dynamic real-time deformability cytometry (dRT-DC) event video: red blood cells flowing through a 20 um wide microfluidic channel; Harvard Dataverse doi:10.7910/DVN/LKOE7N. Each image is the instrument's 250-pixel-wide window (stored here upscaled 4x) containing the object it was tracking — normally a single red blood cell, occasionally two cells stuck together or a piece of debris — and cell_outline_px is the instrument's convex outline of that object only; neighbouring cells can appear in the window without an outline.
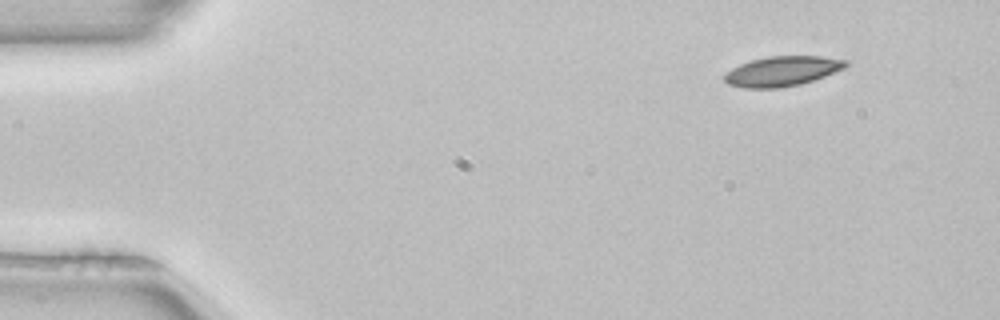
{"species": "common noctule bat (a hibernating species)", "species_latin": "Nyctalus noctula", "temperature_condition": "room temperature", "stored_images_in_passage": 3, "camera_frame_rate_fps": 3000, "um_per_image_px": 0.085, "animal": {"sex": "female", "body_mass_g": 22.7, "forearm_length_mm": 54.2}, "frame": {"image": 1, "passage_image": 1, "time_ms": 0.0, "image_size_px": [1000, 320], "cell_outline_px": [[848, 64], [844, 68], [824, 76], [800, 84], [780, 88], [744, 88], [728, 84], [724, 80], [724, 76], [732, 68], [740, 64], [752, 60], [768, 56], [820, 56], [848, 60]], "centroid_in_image_um": [66.49, 6.05], "position_along_channel_um": 18.5, "area_um2": 20.98}}